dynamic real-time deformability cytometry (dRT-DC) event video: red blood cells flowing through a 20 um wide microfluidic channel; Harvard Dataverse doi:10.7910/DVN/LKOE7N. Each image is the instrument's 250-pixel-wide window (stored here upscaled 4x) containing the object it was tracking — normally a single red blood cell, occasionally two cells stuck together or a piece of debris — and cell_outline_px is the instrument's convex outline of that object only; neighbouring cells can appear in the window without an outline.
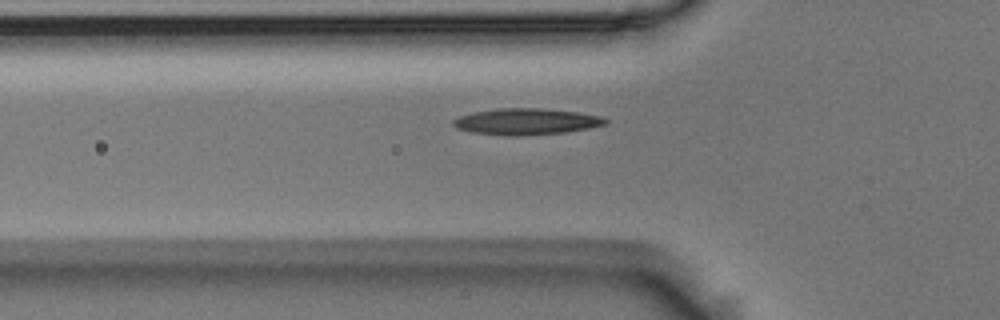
{"species": "Egyptian fruit bat (a non-hibernating species)", "species_latin": "Rousettus aegyptiacus", "temperature_condition": "room temperature", "stored_images_in_passage": 36, "camera_frame_rate_fps": 3000, "um_per_image_px": 0.085, "animal": {"sex": "male"}, "frame": {"image": 1, "passage_image": 6, "time_ms": 1.667, "image_size_px": [1000, 320], "cell_outline_px": [[608, 124], [588, 128], [564, 132], [520, 136], [472, 132], [456, 128], [452, 124], [452, 120], [460, 116], [472, 112], [500, 108], [544, 108], [576, 112], [604, 116], [608, 120]], "centroid_in_image_um": [44.76, 10.32], "position_along_channel_um": 81.0, "area_um2": 23.29}}
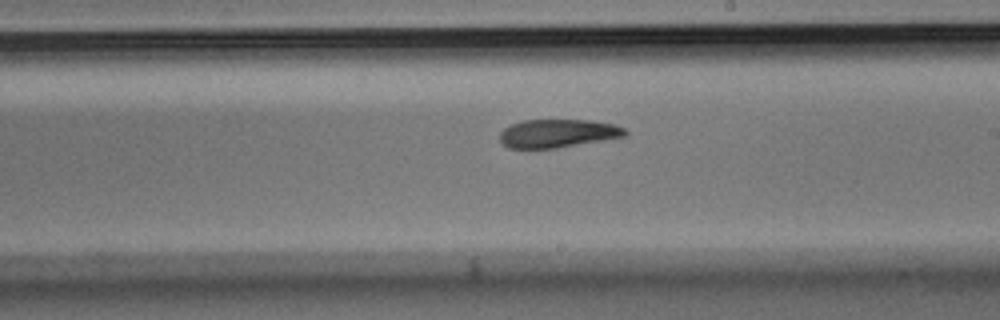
{"frame": {"image": 2, "passage_image": 19, "time_ms": 6.0, "image_size_px": [1000, 320], "cell_outline_px": [[628, 136], [556, 148], [508, 148], [500, 140], [500, 132], [504, 128], [512, 124], [524, 120], [592, 120], [616, 124], [624, 128], [628, 132]], "centroid_in_image_um": [47.46, 11.33], "position_along_channel_um": 241.5, "area_um2": 20.75}}
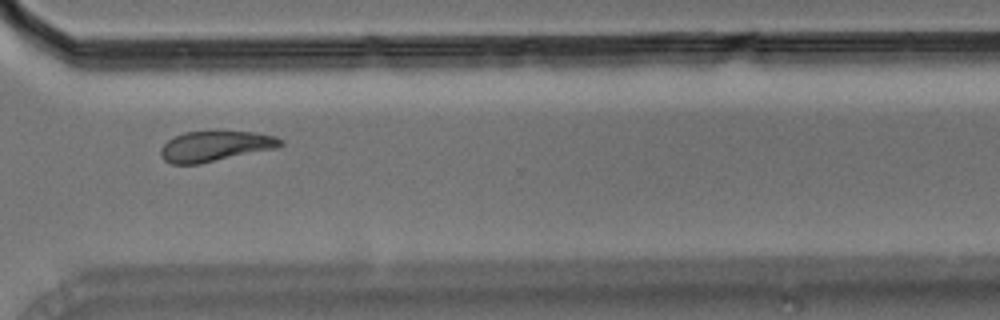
{"frame": {"image": 3, "passage_image": 28, "time_ms": 9.0, "image_size_px": [1000, 320], "cell_outline_px": [[284, 144], [280, 148], [200, 164], [172, 164], [164, 160], [160, 156], [160, 148], [168, 140], [184, 132], [256, 132], [276, 136], [284, 140]], "centroid_in_image_um": [18.35, 12.44], "position_along_channel_um": 352.2, "area_um2": 21.44}, "authors_computed_cell_mechanics": {"area_um2": 21.5594, "velocity_mm_per_s": 3.6879, "shape_relaxation_time_tau1_ms": 7.0603, "shape_relaxation_time_tau2_ms": 3.3756, "deformation_change_tau1": 0.1587, "deformation_change_tau2": 0.0946}}